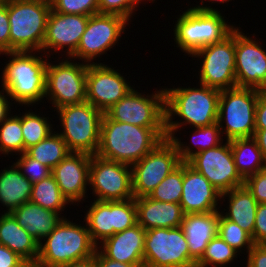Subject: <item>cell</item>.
Segmentation results:
<instances>
[{"instance_id": "6da1fadb", "label": "cell", "mask_w": 266, "mask_h": 267, "mask_svg": "<svg viewBox=\"0 0 266 267\" xmlns=\"http://www.w3.org/2000/svg\"><path fill=\"white\" fill-rule=\"evenodd\" d=\"M180 85L178 87L175 85L163 86L165 92V130L168 139L177 133L179 136L185 128L188 130L209 126L217 122L221 91L199 83L196 87L194 85H192L193 87Z\"/></svg>"}, {"instance_id": "7a4b0ae2", "label": "cell", "mask_w": 266, "mask_h": 267, "mask_svg": "<svg viewBox=\"0 0 266 267\" xmlns=\"http://www.w3.org/2000/svg\"><path fill=\"white\" fill-rule=\"evenodd\" d=\"M8 60L0 68L1 86L17 107L46 106V70L49 57L40 51L0 53ZM3 70V71H2Z\"/></svg>"}, {"instance_id": "3957f363", "label": "cell", "mask_w": 266, "mask_h": 267, "mask_svg": "<svg viewBox=\"0 0 266 267\" xmlns=\"http://www.w3.org/2000/svg\"><path fill=\"white\" fill-rule=\"evenodd\" d=\"M167 138L165 127H140L103 116L97 156L133 165Z\"/></svg>"}, {"instance_id": "277c9868", "label": "cell", "mask_w": 266, "mask_h": 267, "mask_svg": "<svg viewBox=\"0 0 266 267\" xmlns=\"http://www.w3.org/2000/svg\"><path fill=\"white\" fill-rule=\"evenodd\" d=\"M69 217L63 218L39 243L37 267H60L94 256L97 246L91 240L86 223L79 218L75 222L74 217L73 220Z\"/></svg>"}, {"instance_id": "5b68a950", "label": "cell", "mask_w": 266, "mask_h": 267, "mask_svg": "<svg viewBox=\"0 0 266 267\" xmlns=\"http://www.w3.org/2000/svg\"><path fill=\"white\" fill-rule=\"evenodd\" d=\"M190 4L175 16L177 20H173L171 27L174 44L188 57L207 45L222 41L237 26L235 22L228 23V18L221 12L198 11Z\"/></svg>"}, {"instance_id": "8992f818", "label": "cell", "mask_w": 266, "mask_h": 267, "mask_svg": "<svg viewBox=\"0 0 266 267\" xmlns=\"http://www.w3.org/2000/svg\"><path fill=\"white\" fill-rule=\"evenodd\" d=\"M55 111L57 119L54 121L59 122V125L55 124V130L66 142L69 151L95 155L100 144L101 123L105 113L87 101L66 105Z\"/></svg>"}, {"instance_id": "52a82bcc", "label": "cell", "mask_w": 266, "mask_h": 267, "mask_svg": "<svg viewBox=\"0 0 266 267\" xmlns=\"http://www.w3.org/2000/svg\"><path fill=\"white\" fill-rule=\"evenodd\" d=\"M11 51H40L51 3L41 0H7Z\"/></svg>"}, {"instance_id": "ba28073f", "label": "cell", "mask_w": 266, "mask_h": 267, "mask_svg": "<svg viewBox=\"0 0 266 267\" xmlns=\"http://www.w3.org/2000/svg\"><path fill=\"white\" fill-rule=\"evenodd\" d=\"M52 57L47 62L45 104L56 109L86 101V73L88 63L69 57ZM57 59V60H56ZM52 60V61H51ZM52 109H51V108Z\"/></svg>"}, {"instance_id": "9c48e42d", "label": "cell", "mask_w": 266, "mask_h": 267, "mask_svg": "<svg viewBox=\"0 0 266 267\" xmlns=\"http://www.w3.org/2000/svg\"><path fill=\"white\" fill-rule=\"evenodd\" d=\"M260 92L246 87L221 90L217 123L224 140L253 137Z\"/></svg>"}, {"instance_id": "30bf717a", "label": "cell", "mask_w": 266, "mask_h": 267, "mask_svg": "<svg viewBox=\"0 0 266 267\" xmlns=\"http://www.w3.org/2000/svg\"><path fill=\"white\" fill-rule=\"evenodd\" d=\"M130 24L127 19L115 14L91 15L77 50L69 58L88 64L106 63V59L101 62L102 55H108V51L119 46Z\"/></svg>"}, {"instance_id": "8fae6325", "label": "cell", "mask_w": 266, "mask_h": 267, "mask_svg": "<svg viewBox=\"0 0 266 267\" xmlns=\"http://www.w3.org/2000/svg\"><path fill=\"white\" fill-rule=\"evenodd\" d=\"M191 57L192 60L196 58V64L200 65H197L199 71L196 72L198 73L193 75V77L196 76L197 78L194 81L220 91L237 87L235 76V28L222 41L197 50Z\"/></svg>"}, {"instance_id": "7c38bea8", "label": "cell", "mask_w": 266, "mask_h": 267, "mask_svg": "<svg viewBox=\"0 0 266 267\" xmlns=\"http://www.w3.org/2000/svg\"><path fill=\"white\" fill-rule=\"evenodd\" d=\"M85 214L82 216L93 243L98 246L117 232L137 224L135 198L125 201L87 200Z\"/></svg>"}, {"instance_id": "4fadbf2b", "label": "cell", "mask_w": 266, "mask_h": 267, "mask_svg": "<svg viewBox=\"0 0 266 267\" xmlns=\"http://www.w3.org/2000/svg\"><path fill=\"white\" fill-rule=\"evenodd\" d=\"M157 88L147 93L134 87L105 113L117 122L140 127H165V92L162 86L159 90Z\"/></svg>"}, {"instance_id": "5bb4252c", "label": "cell", "mask_w": 266, "mask_h": 267, "mask_svg": "<svg viewBox=\"0 0 266 267\" xmlns=\"http://www.w3.org/2000/svg\"><path fill=\"white\" fill-rule=\"evenodd\" d=\"M144 267H196L181 227L146 230Z\"/></svg>"}, {"instance_id": "9a60e30c", "label": "cell", "mask_w": 266, "mask_h": 267, "mask_svg": "<svg viewBox=\"0 0 266 267\" xmlns=\"http://www.w3.org/2000/svg\"><path fill=\"white\" fill-rule=\"evenodd\" d=\"M89 191L93 200L125 201L134 198L131 165L91 155Z\"/></svg>"}, {"instance_id": "2e32d148", "label": "cell", "mask_w": 266, "mask_h": 267, "mask_svg": "<svg viewBox=\"0 0 266 267\" xmlns=\"http://www.w3.org/2000/svg\"><path fill=\"white\" fill-rule=\"evenodd\" d=\"M181 162L170 139L160 142L141 160L131 165L134 198L148 196Z\"/></svg>"}, {"instance_id": "e0dca14e", "label": "cell", "mask_w": 266, "mask_h": 267, "mask_svg": "<svg viewBox=\"0 0 266 267\" xmlns=\"http://www.w3.org/2000/svg\"><path fill=\"white\" fill-rule=\"evenodd\" d=\"M238 26L235 27V76L237 87L266 91L265 43H261V40L255 37V33L251 35L243 33L245 31H242L240 25Z\"/></svg>"}, {"instance_id": "ac0fdd59", "label": "cell", "mask_w": 266, "mask_h": 267, "mask_svg": "<svg viewBox=\"0 0 266 267\" xmlns=\"http://www.w3.org/2000/svg\"><path fill=\"white\" fill-rule=\"evenodd\" d=\"M115 68L108 63L88 64L87 68L86 101L104 113L135 86L129 81L131 76Z\"/></svg>"}, {"instance_id": "d6986e66", "label": "cell", "mask_w": 266, "mask_h": 267, "mask_svg": "<svg viewBox=\"0 0 266 267\" xmlns=\"http://www.w3.org/2000/svg\"><path fill=\"white\" fill-rule=\"evenodd\" d=\"M187 163L221 193L244 185L234 163L230 141L193 155Z\"/></svg>"}, {"instance_id": "ffe728a7", "label": "cell", "mask_w": 266, "mask_h": 267, "mask_svg": "<svg viewBox=\"0 0 266 267\" xmlns=\"http://www.w3.org/2000/svg\"><path fill=\"white\" fill-rule=\"evenodd\" d=\"M90 16L62 14L51 9L41 52L49 58L70 57L80 43Z\"/></svg>"}, {"instance_id": "44dd1931", "label": "cell", "mask_w": 266, "mask_h": 267, "mask_svg": "<svg viewBox=\"0 0 266 267\" xmlns=\"http://www.w3.org/2000/svg\"><path fill=\"white\" fill-rule=\"evenodd\" d=\"M90 161L89 154L70 152L52 169L62 195L74 207L86 203L89 198Z\"/></svg>"}, {"instance_id": "7402d4cb", "label": "cell", "mask_w": 266, "mask_h": 267, "mask_svg": "<svg viewBox=\"0 0 266 267\" xmlns=\"http://www.w3.org/2000/svg\"><path fill=\"white\" fill-rule=\"evenodd\" d=\"M184 214L220 210L221 193L187 162H183V187L179 203Z\"/></svg>"}, {"instance_id": "603a6c76", "label": "cell", "mask_w": 266, "mask_h": 267, "mask_svg": "<svg viewBox=\"0 0 266 267\" xmlns=\"http://www.w3.org/2000/svg\"><path fill=\"white\" fill-rule=\"evenodd\" d=\"M145 235L146 230L137 223L107 238L97 246V249L106 258L144 267Z\"/></svg>"}, {"instance_id": "cb8c5ba5", "label": "cell", "mask_w": 266, "mask_h": 267, "mask_svg": "<svg viewBox=\"0 0 266 267\" xmlns=\"http://www.w3.org/2000/svg\"><path fill=\"white\" fill-rule=\"evenodd\" d=\"M219 210L208 213L185 214L181 228L188 243L190 259L196 264L208 243L218 235Z\"/></svg>"}, {"instance_id": "d4e9b609", "label": "cell", "mask_w": 266, "mask_h": 267, "mask_svg": "<svg viewBox=\"0 0 266 267\" xmlns=\"http://www.w3.org/2000/svg\"><path fill=\"white\" fill-rule=\"evenodd\" d=\"M137 223L145 230L180 227L184 212L180 204L153 200L148 196L135 198Z\"/></svg>"}, {"instance_id": "484cf974", "label": "cell", "mask_w": 266, "mask_h": 267, "mask_svg": "<svg viewBox=\"0 0 266 267\" xmlns=\"http://www.w3.org/2000/svg\"><path fill=\"white\" fill-rule=\"evenodd\" d=\"M220 206V213L244 229L253 240L258 203L247 187L242 185L221 194Z\"/></svg>"}, {"instance_id": "4316f807", "label": "cell", "mask_w": 266, "mask_h": 267, "mask_svg": "<svg viewBox=\"0 0 266 267\" xmlns=\"http://www.w3.org/2000/svg\"><path fill=\"white\" fill-rule=\"evenodd\" d=\"M45 209L32 202H26L10 214L38 243L48 236L67 215Z\"/></svg>"}, {"instance_id": "83f0119b", "label": "cell", "mask_w": 266, "mask_h": 267, "mask_svg": "<svg viewBox=\"0 0 266 267\" xmlns=\"http://www.w3.org/2000/svg\"><path fill=\"white\" fill-rule=\"evenodd\" d=\"M0 244L18 254L29 265H35L39 243L15 220L10 213H0Z\"/></svg>"}, {"instance_id": "f1b7e54d", "label": "cell", "mask_w": 266, "mask_h": 267, "mask_svg": "<svg viewBox=\"0 0 266 267\" xmlns=\"http://www.w3.org/2000/svg\"><path fill=\"white\" fill-rule=\"evenodd\" d=\"M12 165L0 171V206L2 213H10L22 204L30 201L33 184L21 173L20 169ZM2 204V205H1Z\"/></svg>"}, {"instance_id": "f546056e", "label": "cell", "mask_w": 266, "mask_h": 267, "mask_svg": "<svg viewBox=\"0 0 266 267\" xmlns=\"http://www.w3.org/2000/svg\"><path fill=\"white\" fill-rule=\"evenodd\" d=\"M191 129L192 130L189 131L191 135L189 134L190 137H188L190 139L187 138V140H189L187 143H185L183 137L181 138L180 136L172 135L169 138L175 145L182 162H187L193 155L216 147L225 141L217 122L209 126Z\"/></svg>"}, {"instance_id": "4dcf8cb0", "label": "cell", "mask_w": 266, "mask_h": 267, "mask_svg": "<svg viewBox=\"0 0 266 267\" xmlns=\"http://www.w3.org/2000/svg\"><path fill=\"white\" fill-rule=\"evenodd\" d=\"M236 169L245 180L266 168V160L253 137L230 140Z\"/></svg>"}, {"instance_id": "1f68e13d", "label": "cell", "mask_w": 266, "mask_h": 267, "mask_svg": "<svg viewBox=\"0 0 266 267\" xmlns=\"http://www.w3.org/2000/svg\"><path fill=\"white\" fill-rule=\"evenodd\" d=\"M37 106H31L35 108L33 111L31 108L28 109V106H24V111L21 112V126H22V135L24 141V152L31 146L38 144L43 139L47 138L53 131H55V121L52 119L55 118V115H51L53 118L46 116L40 111H37ZM46 116V117H45ZM50 118V119H49Z\"/></svg>"}, {"instance_id": "d6a6232c", "label": "cell", "mask_w": 266, "mask_h": 267, "mask_svg": "<svg viewBox=\"0 0 266 267\" xmlns=\"http://www.w3.org/2000/svg\"><path fill=\"white\" fill-rule=\"evenodd\" d=\"M30 202L61 215L64 214L69 205L71 206L62 195L53 174L33 184Z\"/></svg>"}, {"instance_id": "836d02e7", "label": "cell", "mask_w": 266, "mask_h": 267, "mask_svg": "<svg viewBox=\"0 0 266 267\" xmlns=\"http://www.w3.org/2000/svg\"><path fill=\"white\" fill-rule=\"evenodd\" d=\"M26 153L31 158L38 160L42 165L53 169L70 151L66 142L55 130L47 138L28 148Z\"/></svg>"}, {"instance_id": "e575fe53", "label": "cell", "mask_w": 266, "mask_h": 267, "mask_svg": "<svg viewBox=\"0 0 266 267\" xmlns=\"http://www.w3.org/2000/svg\"><path fill=\"white\" fill-rule=\"evenodd\" d=\"M24 153V141L21 126V112L12 113L0 123V156H17ZM13 155V156H12Z\"/></svg>"}, {"instance_id": "d590c367", "label": "cell", "mask_w": 266, "mask_h": 267, "mask_svg": "<svg viewBox=\"0 0 266 267\" xmlns=\"http://www.w3.org/2000/svg\"><path fill=\"white\" fill-rule=\"evenodd\" d=\"M241 254L230 247L219 235L207 245L196 267H231ZM235 260V261H234Z\"/></svg>"}, {"instance_id": "8d00e7d4", "label": "cell", "mask_w": 266, "mask_h": 267, "mask_svg": "<svg viewBox=\"0 0 266 267\" xmlns=\"http://www.w3.org/2000/svg\"><path fill=\"white\" fill-rule=\"evenodd\" d=\"M218 235L240 254L247 255L254 243L252 237L239 225L226 219L219 210ZM245 251V252H244Z\"/></svg>"}, {"instance_id": "74e56055", "label": "cell", "mask_w": 266, "mask_h": 267, "mask_svg": "<svg viewBox=\"0 0 266 267\" xmlns=\"http://www.w3.org/2000/svg\"><path fill=\"white\" fill-rule=\"evenodd\" d=\"M183 187V162L164 178L148 195L153 200L177 203L181 201Z\"/></svg>"}, {"instance_id": "f35d334b", "label": "cell", "mask_w": 266, "mask_h": 267, "mask_svg": "<svg viewBox=\"0 0 266 267\" xmlns=\"http://www.w3.org/2000/svg\"><path fill=\"white\" fill-rule=\"evenodd\" d=\"M156 0H98L99 14H115L124 17L130 23L141 9L140 5L154 3ZM140 8V9H139ZM135 14V15H134ZM134 16V17H133Z\"/></svg>"}, {"instance_id": "ab89813d", "label": "cell", "mask_w": 266, "mask_h": 267, "mask_svg": "<svg viewBox=\"0 0 266 267\" xmlns=\"http://www.w3.org/2000/svg\"><path fill=\"white\" fill-rule=\"evenodd\" d=\"M51 9L62 14L91 16L99 13L98 0H53Z\"/></svg>"}, {"instance_id": "60d3db41", "label": "cell", "mask_w": 266, "mask_h": 267, "mask_svg": "<svg viewBox=\"0 0 266 267\" xmlns=\"http://www.w3.org/2000/svg\"><path fill=\"white\" fill-rule=\"evenodd\" d=\"M12 158L16 159L14 163L32 184L52 174V169L31 158L26 152Z\"/></svg>"}, {"instance_id": "b9f144b4", "label": "cell", "mask_w": 266, "mask_h": 267, "mask_svg": "<svg viewBox=\"0 0 266 267\" xmlns=\"http://www.w3.org/2000/svg\"><path fill=\"white\" fill-rule=\"evenodd\" d=\"M244 185L258 204L266 203V168L246 178Z\"/></svg>"}, {"instance_id": "7bdbcfd3", "label": "cell", "mask_w": 266, "mask_h": 267, "mask_svg": "<svg viewBox=\"0 0 266 267\" xmlns=\"http://www.w3.org/2000/svg\"><path fill=\"white\" fill-rule=\"evenodd\" d=\"M253 243H266V203L258 204L253 231Z\"/></svg>"}, {"instance_id": "ee69618b", "label": "cell", "mask_w": 266, "mask_h": 267, "mask_svg": "<svg viewBox=\"0 0 266 267\" xmlns=\"http://www.w3.org/2000/svg\"><path fill=\"white\" fill-rule=\"evenodd\" d=\"M10 52V25L7 2L0 5V53Z\"/></svg>"}, {"instance_id": "f6af8a7d", "label": "cell", "mask_w": 266, "mask_h": 267, "mask_svg": "<svg viewBox=\"0 0 266 267\" xmlns=\"http://www.w3.org/2000/svg\"><path fill=\"white\" fill-rule=\"evenodd\" d=\"M245 258L244 267H266V244H254Z\"/></svg>"}, {"instance_id": "bcb514c9", "label": "cell", "mask_w": 266, "mask_h": 267, "mask_svg": "<svg viewBox=\"0 0 266 267\" xmlns=\"http://www.w3.org/2000/svg\"><path fill=\"white\" fill-rule=\"evenodd\" d=\"M28 265L18 254L0 244V267H27Z\"/></svg>"}, {"instance_id": "7dc6e473", "label": "cell", "mask_w": 266, "mask_h": 267, "mask_svg": "<svg viewBox=\"0 0 266 267\" xmlns=\"http://www.w3.org/2000/svg\"><path fill=\"white\" fill-rule=\"evenodd\" d=\"M255 129H266V91H261L255 111Z\"/></svg>"}, {"instance_id": "c3c4849f", "label": "cell", "mask_w": 266, "mask_h": 267, "mask_svg": "<svg viewBox=\"0 0 266 267\" xmlns=\"http://www.w3.org/2000/svg\"><path fill=\"white\" fill-rule=\"evenodd\" d=\"M14 103L11 98L8 96L7 92L1 88L0 90V123L7 119L14 111Z\"/></svg>"}, {"instance_id": "681fc988", "label": "cell", "mask_w": 266, "mask_h": 267, "mask_svg": "<svg viewBox=\"0 0 266 267\" xmlns=\"http://www.w3.org/2000/svg\"><path fill=\"white\" fill-rule=\"evenodd\" d=\"M234 1V0H233ZM211 2V3H210ZM232 2V0H200V1H196V5L193 3L191 4V6L198 11H202V12H223L222 9L221 11H219L220 9L217 7H212L215 5H221V4H225L228 6L227 3ZM209 3V4H208ZM195 5V6H194Z\"/></svg>"}, {"instance_id": "f907efd6", "label": "cell", "mask_w": 266, "mask_h": 267, "mask_svg": "<svg viewBox=\"0 0 266 267\" xmlns=\"http://www.w3.org/2000/svg\"><path fill=\"white\" fill-rule=\"evenodd\" d=\"M94 257L96 267H137L133 264H127L106 258L98 249H96Z\"/></svg>"}, {"instance_id": "816d5d0a", "label": "cell", "mask_w": 266, "mask_h": 267, "mask_svg": "<svg viewBox=\"0 0 266 267\" xmlns=\"http://www.w3.org/2000/svg\"><path fill=\"white\" fill-rule=\"evenodd\" d=\"M253 138L256 140L257 145L266 160V129H255Z\"/></svg>"}, {"instance_id": "f5cc1de1", "label": "cell", "mask_w": 266, "mask_h": 267, "mask_svg": "<svg viewBox=\"0 0 266 267\" xmlns=\"http://www.w3.org/2000/svg\"><path fill=\"white\" fill-rule=\"evenodd\" d=\"M60 267H96L95 257L93 256L89 259L78 262H72Z\"/></svg>"}, {"instance_id": "db71d44e", "label": "cell", "mask_w": 266, "mask_h": 267, "mask_svg": "<svg viewBox=\"0 0 266 267\" xmlns=\"http://www.w3.org/2000/svg\"><path fill=\"white\" fill-rule=\"evenodd\" d=\"M7 2V0H0V5H3Z\"/></svg>"}, {"instance_id": "11a10c76", "label": "cell", "mask_w": 266, "mask_h": 267, "mask_svg": "<svg viewBox=\"0 0 266 267\" xmlns=\"http://www.w3.org/2000/svg\"><path fill=\"white\" fill-rule=\"evenodd\" d=\"M41 1H45V2L51 3L53 0H41Z\"/></svg>"}, {"instance_id": "9f6ffc18", "label": "cell", "mask_w": 266, "mask_h": 267, "mask_svg": "<svg viewBox=\"0 0 266 267\" xmlns=\"http://www.w3.org/2000/svg\"><path fill=\"white\" fill-rule=\"evenodd\" d=\"M27 267H37L36 265H28Z\"/></svg>"}]
</instances>
